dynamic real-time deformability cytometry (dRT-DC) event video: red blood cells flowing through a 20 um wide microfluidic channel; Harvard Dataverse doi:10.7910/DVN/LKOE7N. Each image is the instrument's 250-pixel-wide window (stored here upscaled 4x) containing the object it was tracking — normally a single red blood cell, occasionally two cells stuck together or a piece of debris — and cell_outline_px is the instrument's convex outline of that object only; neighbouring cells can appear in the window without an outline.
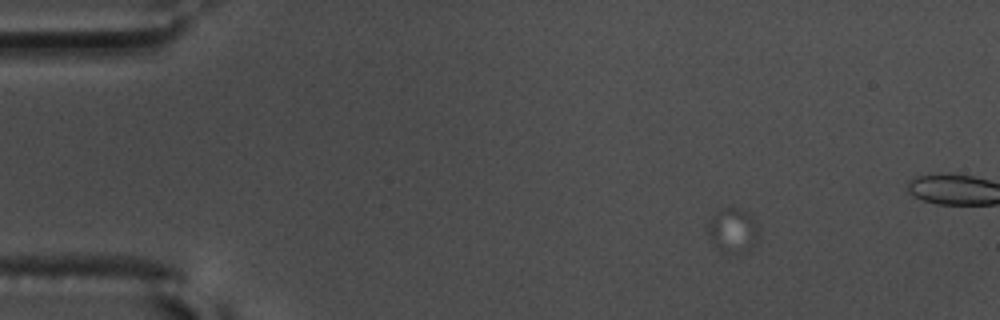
{"species": "common noctule bat (a hibernating species)", "species_latin": "Nyctalus noctula", "temperature_condition": "warm", "stored_images_in_passage": 12, "camera_frame_rate_fps": 3000, "um_per_image_px": 0.085, "animal": {"sex": "male", "body_mass_g": 17.5, "forearm_length_mm": 52.3}, "frame": {"image": 1, "passage_image": 1, "time_ms": 0.0, "image_size_px": [1000, 320], "cell_outline_px": [[756, 236], [752, 244], [748, 248], [740, 252], [728, 252], [716, 248], [708, 236], [708, 220], [712, 216], [724, 208], [736, 208], [744, 212], [756, 224]], "centroid_in_image_um": [62.19, 19.58], "position_along_channel_um": 22.8, "area_um2": 12.25}}